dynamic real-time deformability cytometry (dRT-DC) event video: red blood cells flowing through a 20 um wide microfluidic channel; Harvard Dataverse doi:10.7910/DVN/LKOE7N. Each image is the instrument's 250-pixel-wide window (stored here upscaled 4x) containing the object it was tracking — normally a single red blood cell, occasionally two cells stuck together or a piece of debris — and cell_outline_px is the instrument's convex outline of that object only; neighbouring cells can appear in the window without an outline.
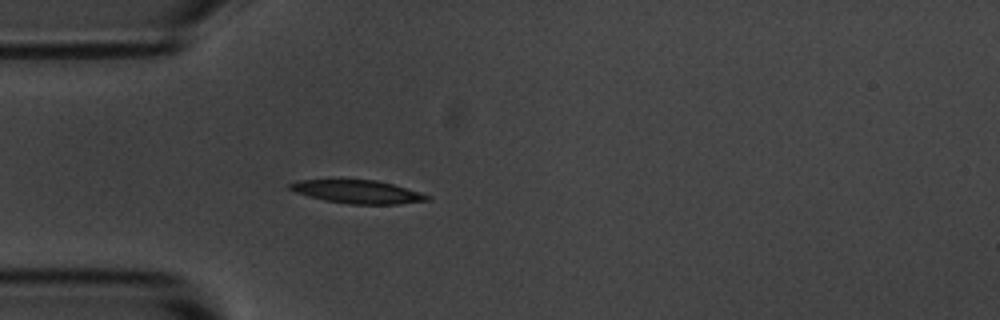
{"species": "common noctule bat (a hibernating species)", "species_latin": "Nyctalus noctula", "temperature_condition": "room temperature", "stored_images_in_passage": 3, "camera_frame_rate_fps": 3000, "um_per_image_px": 0.085, "animal": {"sex": "male", "body_mass_g": 20.1, "forearm_length_mm": 53.5}, "frame": {"image": 1, "passage_image": 3, "time_ms": 2.333, "image_size_px": [1000, 320], "cell_outline_px": [[432, 200], [400, 204], [348, 204], [324, 200], [308, 196], [296, 192], [288, 188], [288, 184], [300, 180], [376, 180], [392, 184], [420, 192], [432, 196]], "centroid_in_image_um": [30.44, 16.31], "position_along_channel_um": 54.6, "area_um2": 18.55}}